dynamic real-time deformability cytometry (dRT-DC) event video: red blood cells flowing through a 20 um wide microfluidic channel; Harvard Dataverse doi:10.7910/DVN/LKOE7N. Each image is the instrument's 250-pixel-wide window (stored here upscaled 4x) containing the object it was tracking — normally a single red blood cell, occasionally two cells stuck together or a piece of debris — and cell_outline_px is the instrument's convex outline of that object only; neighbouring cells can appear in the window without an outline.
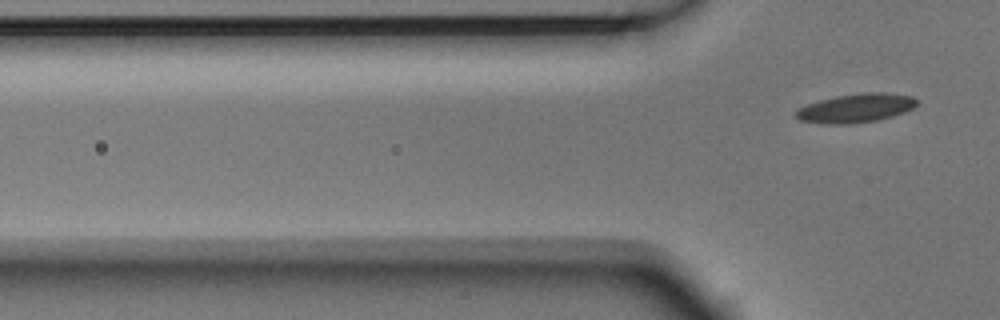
{"species": "Egyptian fruit bat (a non-hibernating species)", "species_latin": "Rousettus aegyptiacus", "temperature_condition": "room temperature", "stored_images_in_passage": 7, "segment_of_instrument_passage": [2, 2], "camera_frame_rate_fps": 3000, "um_per_image_px": 0.085, "animal": {"sex": "male"}, "frame": {"image": 1, "passage_image": 7, "time_ms": 2.0, "image_size_px": [1000, 320], "cell_outline_px": [[920, 100], [912, 108], [904, 112], [892, 116], [876, 120], [848, 124], [828, 124], [800, 120], [796, 116], [796, 112], [800, 108], [808, 104], [820, 100], [836, 96], [864, 92], [880, 92], [912, 96]], "centroid_in_image_um": [72.78, 9.18], "position_along_channel_um": 53.0, "area_um2": 20.06}}